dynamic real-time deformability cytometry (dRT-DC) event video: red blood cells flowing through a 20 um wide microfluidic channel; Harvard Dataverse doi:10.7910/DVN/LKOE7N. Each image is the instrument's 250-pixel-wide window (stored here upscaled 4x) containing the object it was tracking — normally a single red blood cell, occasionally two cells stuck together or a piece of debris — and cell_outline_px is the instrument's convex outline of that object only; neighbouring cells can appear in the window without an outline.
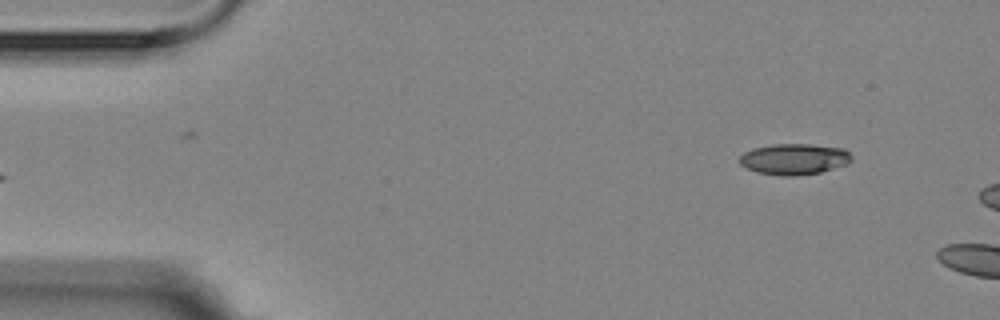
{"species": "Egyptian fruit bat (a non-hibernating species)", "species_latin": "Rousettus aegyptiacus", "temperature_condition": "room temperature", "stored_images_in_passage": 5, "segment_of_instrument_passage": [2, 2], "camera_frame_rate_fps": 3000, "um_per_image_px": 0.085, "animal": {"sex": "female"}, "frame": {"image": 1, "passage_image": 5, "time_ms": 4.667, "image_size_px": [1000, 320], "cell_outline_px": [[852, 160], [848, 164], [820, 172], [792, 176], [784, 176], [756, 172], [740, 164], [740, 156], [744, 152], [752, 148], [772, 144], [808, 144], [844, 148], [852, 156]], "centroid_in_image_um": [67.51, 13.51], "position_along_channel_um": 17.5, "area_um2": 20.23}}